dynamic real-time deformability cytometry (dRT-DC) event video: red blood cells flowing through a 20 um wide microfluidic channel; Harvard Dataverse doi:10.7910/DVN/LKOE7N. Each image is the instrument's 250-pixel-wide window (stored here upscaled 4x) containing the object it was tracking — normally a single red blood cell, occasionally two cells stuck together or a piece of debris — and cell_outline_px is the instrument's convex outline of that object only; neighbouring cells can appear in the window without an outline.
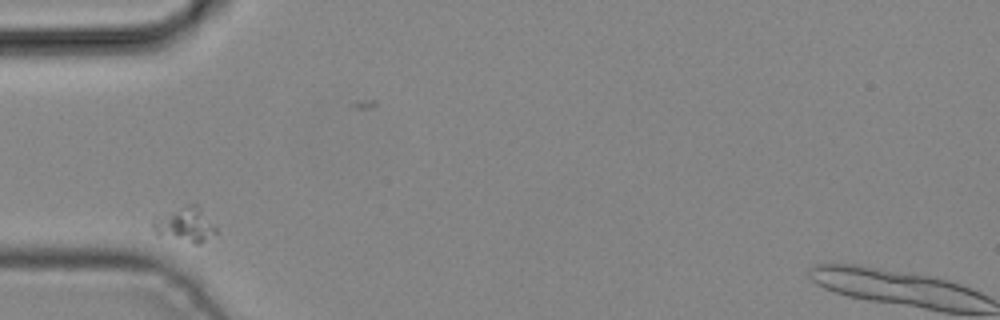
{"species": "common noctule bat (a hibernating species)", "species_latin": "Nyctalus noctula", "temperature_condition": "cold", "stored_images_in_passage": 3, "camera_frame_rate_fps": 3000, "um_per_image_px": 0.085, "animal": {"sex": "male", "body_mass_g": 19.2, "forearm_length_mm": 51.8}, "frame": {"image": 1, "passage_image": 1, "time_ms": 0.0, "image_size_px": [1000, 320], "cell_outline_px": [[216, 232], [200, 244], [192, 244], [156, 232], [152, 228], [152, 224], [180, 208], [188, 204], [196, 204], [200, 208], [216, 228]], "centroid_in_image_um": [15.84, 19.13], "position_along_channel_um": 69.2, "area_um2": 11.62}}
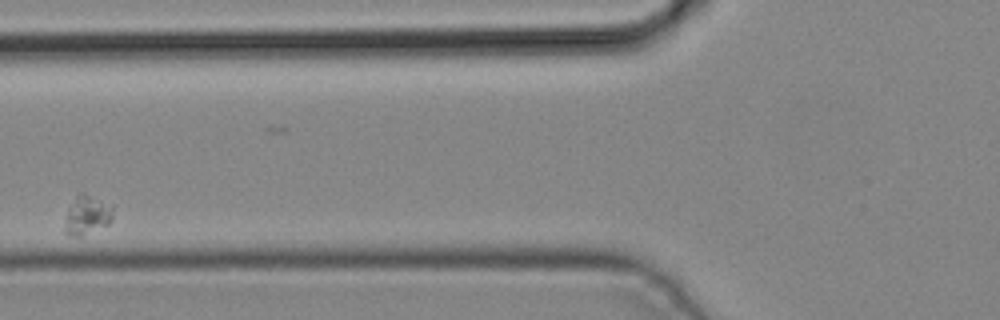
{"frame": {"image": 2, "passage_image": 2, "time_ms": 0.333, "image_size_px": [1000, 320], "cell_outline_px": [[112, 220], [108, 224], [80, 236], [72, 236], [64, 232], [64, 228], [68, 208], [76, 196], [80, 192], [84, 192], [112, 204]], "centroid_in_image_um": [7.4, 18.26], "position_along_channel_um": 118.4, "area_um2": 10.92}}
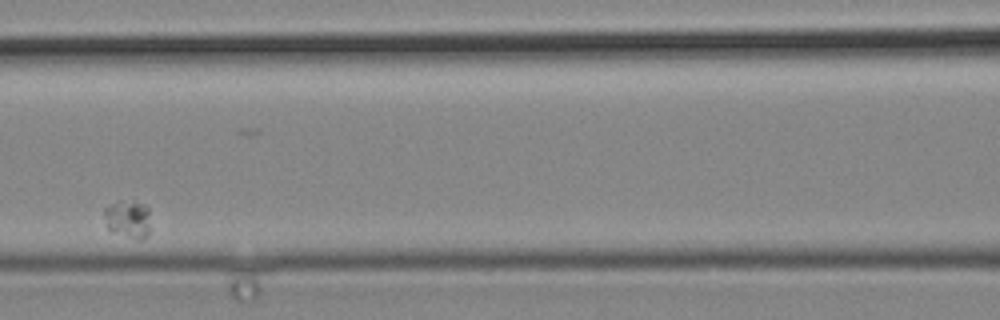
{"frame": {"image": 3, "passage_image": 3, "time_ms": 0.667, "image_size_px": [1000, 320], "cell_outline_px": [[148, 232], [140, 240], [112, 232], [108, 228], [104, 216], [104, 208], [112, 204], [132, 196], [144, 204], [148, 208]], "centroid_in_image_um": [10.86, 18.54], "position_along_channel_um": 155.7, "area_um2": 10.35}}